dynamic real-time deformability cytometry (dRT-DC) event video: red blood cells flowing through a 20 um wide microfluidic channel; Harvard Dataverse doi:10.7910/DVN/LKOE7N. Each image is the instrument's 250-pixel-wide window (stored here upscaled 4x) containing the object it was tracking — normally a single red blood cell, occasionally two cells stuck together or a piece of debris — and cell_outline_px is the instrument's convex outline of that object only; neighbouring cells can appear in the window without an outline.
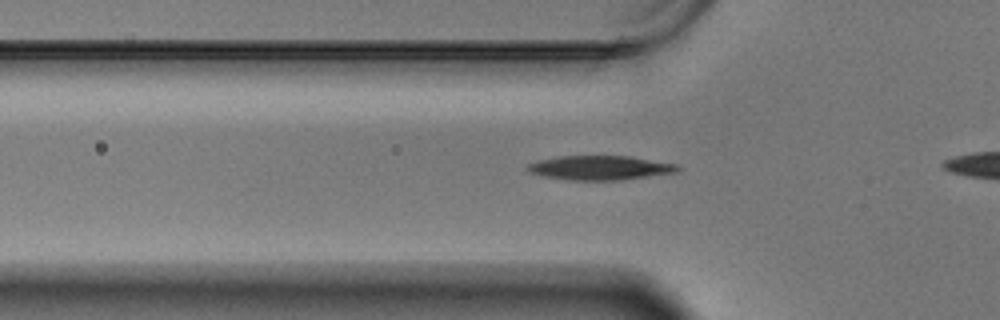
{"species": "Egyptian fruit bat (a non-hibernating species)", "species_latin": "Rousettus aegyptiacus", "temperature_condition": "warm", "stored_images_in_passage": 15, "camera_frame_rate_fps": 3000, "um_per_image_px": 0.085, "animal": {"sex": "male"}, "frame": {"image": 1, "passage_image": 13, "time_ms": 4.0, "image_size_px": [1000, 320], "cell_outline_px": [[680, 172], [624, 180], [568, 180], [540, 176], [524, 168], [528, 164], [540, 160], [560, 156], [632, 156], [676, 164], [680, 168]], "centroid_in_image_um": [51.04, 14.27], "position_along_channel_um": 74.8, "area_um2": 21.44}}